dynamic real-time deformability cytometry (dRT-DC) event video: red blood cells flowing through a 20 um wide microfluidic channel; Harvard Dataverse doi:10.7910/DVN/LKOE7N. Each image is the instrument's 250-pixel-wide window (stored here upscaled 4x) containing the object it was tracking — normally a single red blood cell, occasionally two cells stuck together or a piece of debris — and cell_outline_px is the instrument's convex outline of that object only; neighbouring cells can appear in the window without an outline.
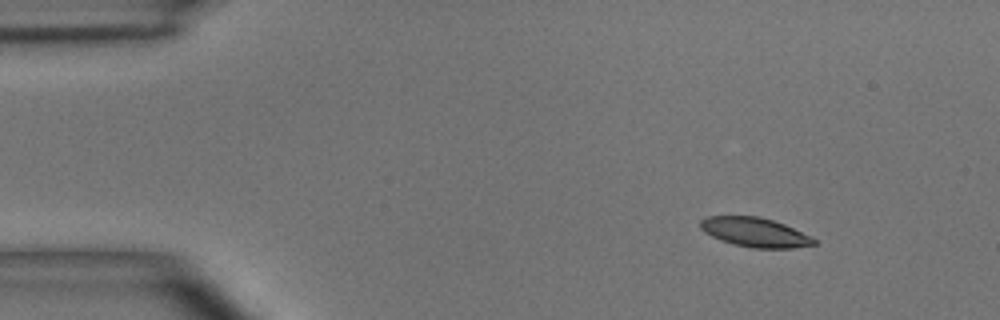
{"species": "common noctule bat (a hibernating species)", "species_latin": "Nyctalus noctula", "temperature_condition": "room temperature", "stored_images_in_passage": 6, "camera_frame_rate_fps": 3000, "um_per_image_px": 0.085, "animal": {"sex": "male", "body_mass_g": 15.6}, "frame": {"image": 1, "passage_image": 1, "time_ms": 0.0, "image_size_px": [1000, 320], "cell_outline_px": [[816, 244], [792, 248], [752, 248], [720, 240], [704, 232], [700, 228], [700, 220], [708, 216], [760, 216], [784, 224], [816, 240]], "centroid_in_image_um": [64.12, 19.74], "position_along_channel_um": 20.9, "area_um2": 19.13}}
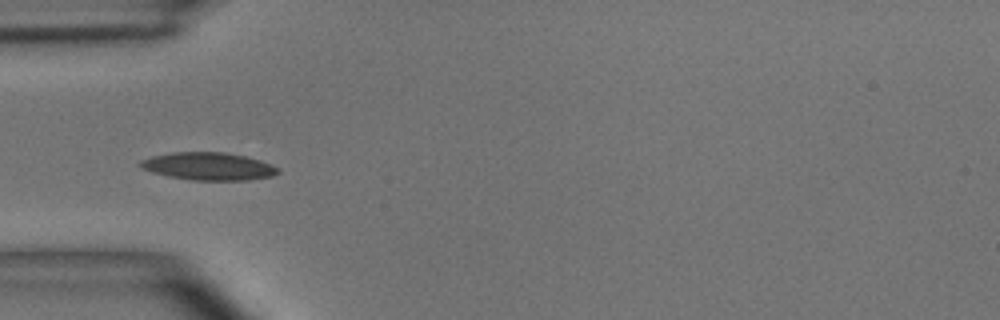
{"frame": {"image": 2, "passage_image": 4, "time_ms": 3.333, "image_size_px": [1000, 320], "cell_outline_px": [[280, 172], [272, 176], [248, 180], [192, 180], [168, 176], [152, 172], [136, 164], [140, 160], [152, 156], [172, 152], [224, 152], [244, 156], [260, 160], [272, 164], [280, 168]], "centroid_in_image_um": [17.73, 14.13], "position_along_channel_um": 67.3, "area_um2": 22.25}}
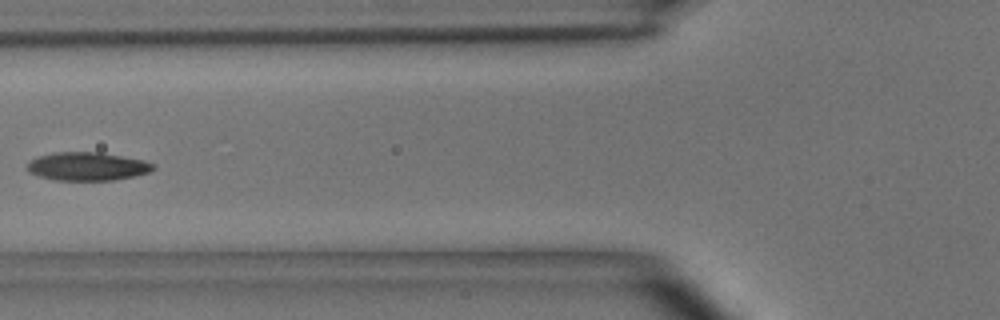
{"frame": {"image": 3, "passage_image": 5, "time_ms": 4.667, "image_size_px": [1000, 320], "cell_outline_px": [[156, 168], [148, 172], [132, 176], [112, 180], [56, 180], [40, 176], [28, 172], [28, 160], [40, 156], [56, 152], [100, 152], [144, 160], [156, 164]], "centroid_in_image_um": [7.43, 14.13], "position_along_channel_um": 118.4, "area_um2": 20.69}}